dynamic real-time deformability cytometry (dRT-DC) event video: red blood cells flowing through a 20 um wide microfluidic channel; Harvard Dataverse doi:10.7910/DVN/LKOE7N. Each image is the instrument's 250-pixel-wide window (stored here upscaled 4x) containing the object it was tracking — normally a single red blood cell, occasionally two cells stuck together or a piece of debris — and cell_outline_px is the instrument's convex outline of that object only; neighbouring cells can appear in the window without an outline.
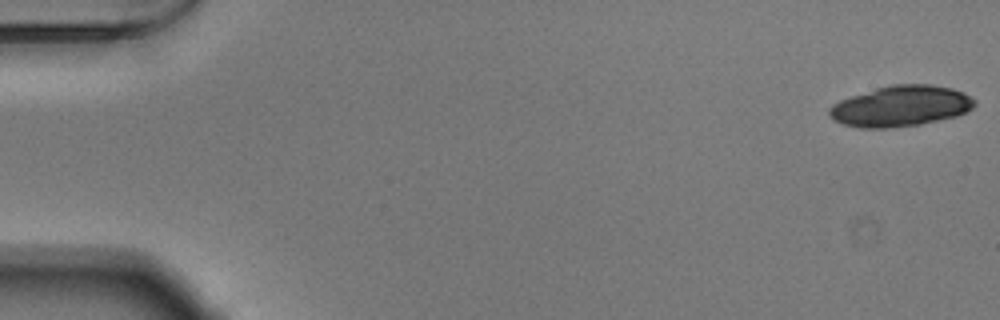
{"species": "Egyptian fruit bat (a non-hibernating species)", "species_latin": "Rousettus aegyptiacus", "temperature_condition": "warm", "stored_images_in_passage": 31, "camera_frame_rate_fps": 3000, "um_per_image_px": 0.085, "animal": {"sex": "male"}, "frame": {"image": 1, "passage_image": 1, "time_ms": 0.0, "image_size_px": [1000, 320], "cell_outline_px": [[976, 104], [972, 108], [956, 116], [920, 124], [888, 128], [860, 128], [844, 124], [832, 120], [828, 116], [828, 108], [832, 104], [840, 100], [876, 88], [892, 84], [932, 84], [952, 88], [964, 92], [976, 100]], "centroid_in_image_um": [76.55, 9.01], "position_along_channel_um": 8.5, "area_um2": 34.62}}
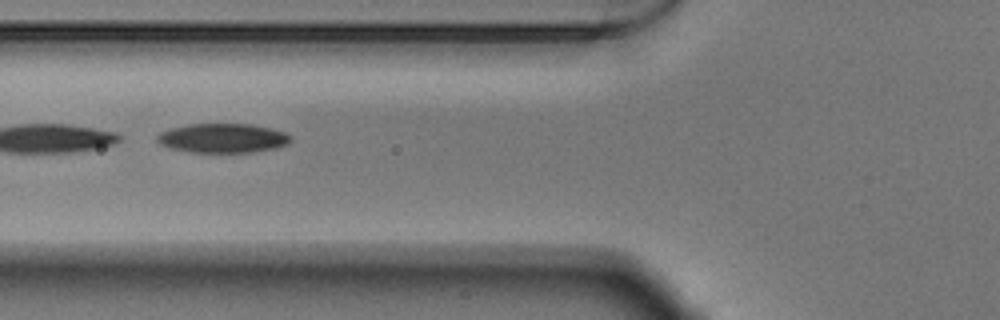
{"frame": {"image": 2, "passage_image": 21, "time_ms": 6.667, "image_size_px": [1000, 320], "cell_outline_px": [[292, 140], [288, 144], [276, 148], [252, 152], [188, 152], [168, 148], [160, 144], [156, 140], [156, 136], [160, 132], [172, 128], [188, 124], [252, 124], [272, 128], [284, 132], [292, 136]], "centroid_in_image_um": [18.94, 11.74], "position_along_channel_um": 106.9, "area_um2": 23.0}}